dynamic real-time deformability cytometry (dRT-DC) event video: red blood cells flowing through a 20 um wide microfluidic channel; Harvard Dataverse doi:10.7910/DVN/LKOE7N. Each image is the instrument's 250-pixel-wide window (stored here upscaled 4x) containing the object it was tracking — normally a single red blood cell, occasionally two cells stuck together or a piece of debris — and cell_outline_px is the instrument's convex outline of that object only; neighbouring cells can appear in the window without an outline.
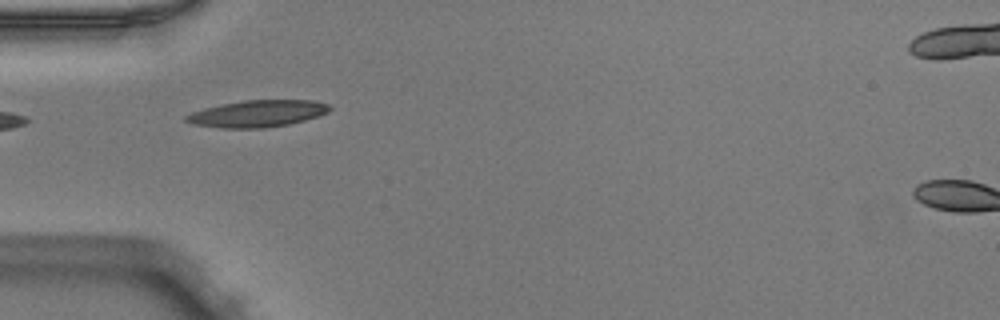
{"species": "Egyptian fruit bat (a non-hibernating species)", "species_latin": "Rousettus aegyptiacus", "temperature_condition": "warm", "stored_images_in_passage": 35, "camera_frame_rate_fps": 3000, "um_per_image_px": 0.085, "animal": {"sex": "male"}, "frame": {"image": 1, "passage_image": 2, "time_ms": 0.333, "image_size_px": [1000, 320], "cell_outline_px": [[332, 108], [328, 112], [304, 120], [288, 124], [264, 128], [220, 128], [192, 124], [184, 120], [184, 116], [192, 112], [204, 108], [244, 100], [312, 100], [328, 104]], "centroid_in_image_um": [21.86, 9.66], "position_along_channel_um": 63.1, "area_um2": 22.31}}
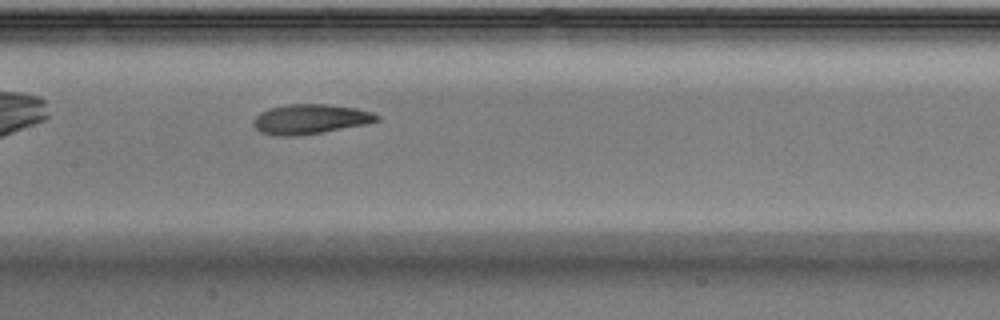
{"frame": {"image": 2, "passage_image": 11, "time_ms": 3.333, "image_size_px": [1000, 320], "cell_outline_px": [[380, 120], [364, 124], [320, 132], [296, 136], [272, 136], [260, 132], [252, 124], [252, 120], [260, 112], [272, 108], [288, 104], [328, 104], [356, 108], [372, 112], [380, 116]], "centroid_in_image_um": [26.33, 10.12], "position_along_channel_um": 181.1, "area_um2": 21.33}}
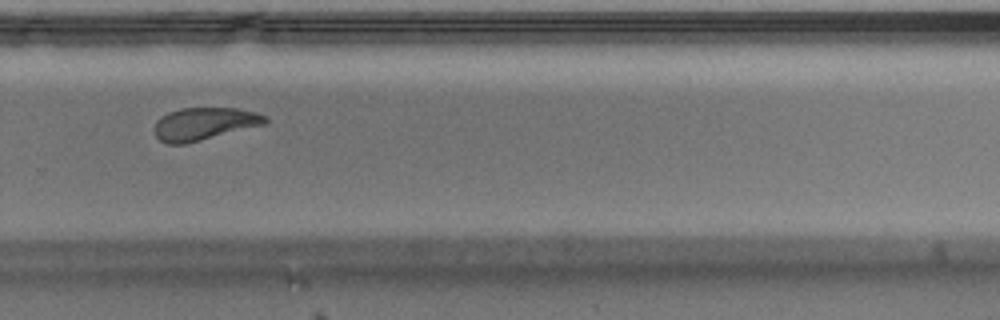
{"frame": {"image": 3, "passage_image": 21, "time_ms": 6.667, "image_size_px": [1000, 320], "cell_outline_px": [[268, 120], [264, 124], [184, 144], [168, 144], [160, 140], [152, 132], [152, 128], [156, 120], [160, 116], [168, 112], [180, 108], [236, 108], [256, 112], [268, 116]], "centroid_in_image_um": [17.29, 10.51], "position_along_channel_um": 312.5, "area_um2": 21.1}}